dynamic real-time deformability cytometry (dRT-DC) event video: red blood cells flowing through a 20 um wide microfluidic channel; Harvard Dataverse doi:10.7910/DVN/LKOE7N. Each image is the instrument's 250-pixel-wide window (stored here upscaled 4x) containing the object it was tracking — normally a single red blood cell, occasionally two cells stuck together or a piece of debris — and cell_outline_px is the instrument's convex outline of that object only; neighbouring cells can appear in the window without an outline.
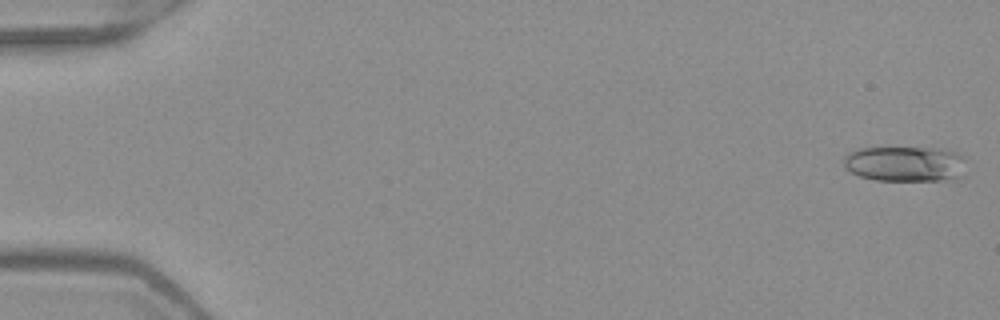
{"species": "Egyptian fruit bat (a non-hibernating species)", "species_latin": "Rousettus aegyptiacus", "temperature_condition": "warm", "stored_images_in_passage": 51, "camera_frame_rate_fps": 3000, "um_per_image_px": 0.085, "frame": {"image": 1, "passage_image": 1, "time_ms": 0.0, "image_size_px": [1000, 320], "cell_outline_px": [[968, 160], [956, 180], [876, 180], [860, 176], [844, 168], [844, 156], [848, 152], [856, 148], [944, 148], [956, 152], [964, 156]], "centroid_in_image_um": [76.95, 13.91], "position_along_channel_um": 8.0, "area_um2": 25.55}}
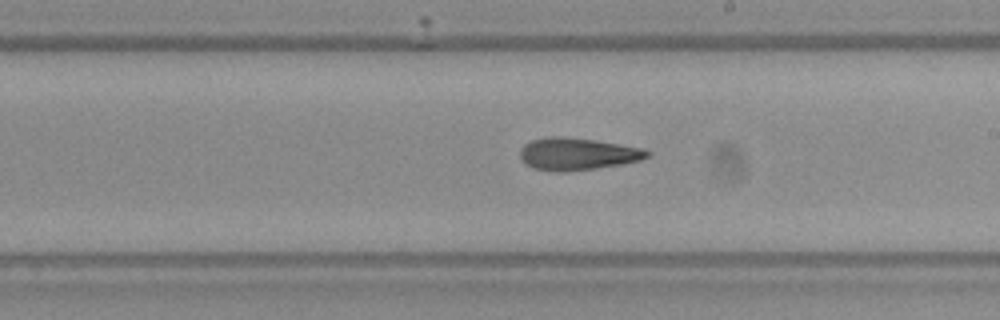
{"frame": {"image": 2, "passage_image": 30, "time_ms": 9.667, "image_size_px": [1000, 320], "cell_outline_px": [[652, 156], [640, 160], [624, 164], [568, 172], [556, 172], [532, 168], [524, 164], [520, 156], [520, 148], [524, 144], [532, 140], [548, 136], [564, 136], [596, 140], [644, 148], [652, 152]], "centroid_in_image_um": [49.1, 13.09], "position_along_channel_um": 239.9, "area_um2": 24.39}}
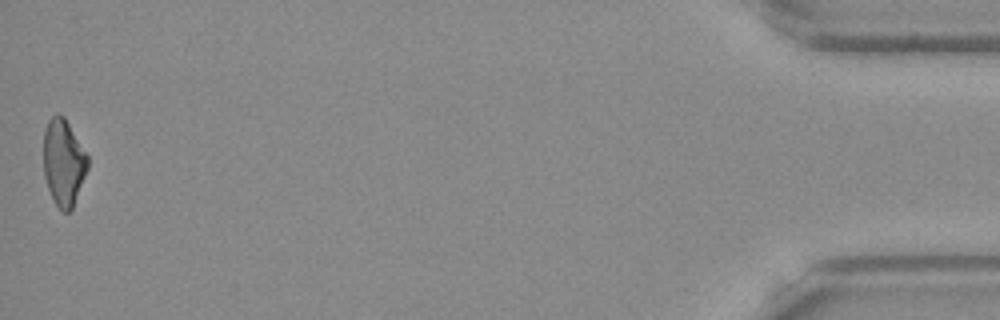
{"frame": {"image": 3, "passage_image": 51, "time_ms": 16.667, "image_size_px": [1000, 320], "cell_outline_px": [[88, 168], [72, 208], [68, 212], [64, 212], [56, 204], [48, 188], [44, 176], [44, 132], [48, 120], [56, 112], [64, 116], [88, 156]], "centroid_in_image_um": [5.39, 13.77], "position_along_channel_um": 429.8, "area_um2": 22.02}, "authors_computed_cell_mechanics": {"area_um2": 23.7558, "velocity_mm_per_s": 4.0082, "shape_relaxation_time_tau1_ms": 8.2149, "shape_relaxation_time_tau2_ms": 4.4131, "deformation_change_tau1": 0.2229, "deformation_change_tau2": 0.139}}